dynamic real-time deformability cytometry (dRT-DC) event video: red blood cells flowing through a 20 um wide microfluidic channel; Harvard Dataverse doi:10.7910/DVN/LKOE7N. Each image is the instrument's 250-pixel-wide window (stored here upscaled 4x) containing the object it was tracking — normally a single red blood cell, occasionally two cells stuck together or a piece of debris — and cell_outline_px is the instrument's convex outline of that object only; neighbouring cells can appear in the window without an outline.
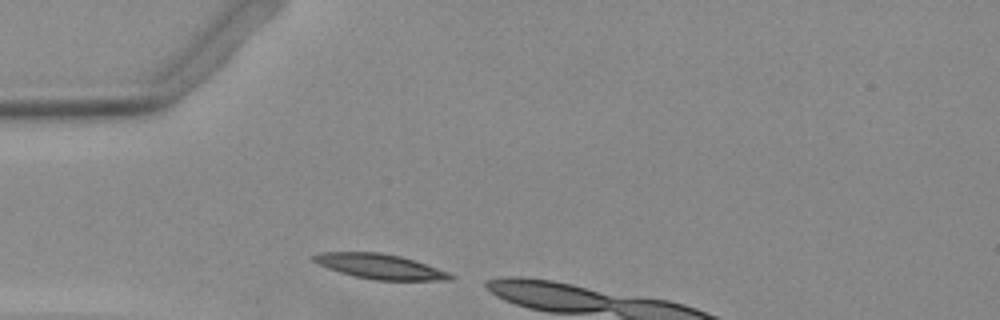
{"species": "Egyptian fruit bat (a non-hibernating species)", "species_latin": "Rousettus aegyptiacus", "temperature_condition": "warm", "stored_images_in_passage": 4, "camera_frame_rate_fps": 3000, "um_per_image_px": 0.085, "animal": {"sex": "female"}, "frame": {"image": 1, "passage_image": 1, "time_ms": 0.0, "image_size_px": [1000, 320], "cell_outline_px": [[456, 276], [452, 280], [376, 280], [352, 276], [328, 268], [312, 260], [312, 256], [324, 252], [380, 252], [400, 256], [448, 272]], "centroid_in_image_um": [32.3, 22.65], "position_along_channel_um": 52.7, "area_um2": 19.59}}